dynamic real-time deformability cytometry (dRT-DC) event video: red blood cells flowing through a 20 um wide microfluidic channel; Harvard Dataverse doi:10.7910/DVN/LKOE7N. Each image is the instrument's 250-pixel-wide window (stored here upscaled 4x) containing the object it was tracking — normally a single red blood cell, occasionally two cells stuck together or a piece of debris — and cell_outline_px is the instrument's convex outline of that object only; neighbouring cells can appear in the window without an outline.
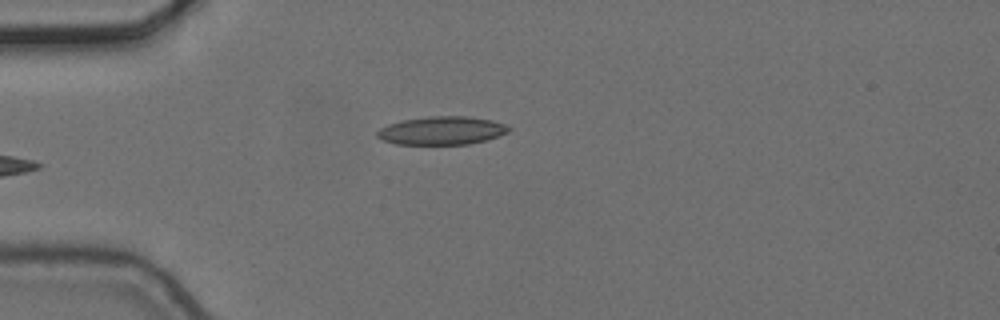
{"species": "common noctule bat (a hibernating species)", "species_latin": "Nyctalus noctula", "temperature_condition": "cold", "stored_images_in_passage": 4, "camera_frame_rate_fps": 3000, "um_per_image_px": 0.085, "animal": {"sex": "female", "body_mass_g": 24.6, "forearm_length_mm": 56.2}, "frame": {"image": 1, "passage_image": 4, "time_ms": 1.0, "image_size_px": [1000, 320], "cell_outline_px": [[508, 132], [484, 140], [468, 144], [396, 144], [384, 140], [376, 136], [376, 132], [380, 128], [388, 124], [400, 120], [428, 116], [468, 116], [492, 120], [504, 124], [508, 128]], "centroid_in_image_um": [37.49, 11.09], "position_along_channel_um": 47.5, "area_um2": 21.5}}